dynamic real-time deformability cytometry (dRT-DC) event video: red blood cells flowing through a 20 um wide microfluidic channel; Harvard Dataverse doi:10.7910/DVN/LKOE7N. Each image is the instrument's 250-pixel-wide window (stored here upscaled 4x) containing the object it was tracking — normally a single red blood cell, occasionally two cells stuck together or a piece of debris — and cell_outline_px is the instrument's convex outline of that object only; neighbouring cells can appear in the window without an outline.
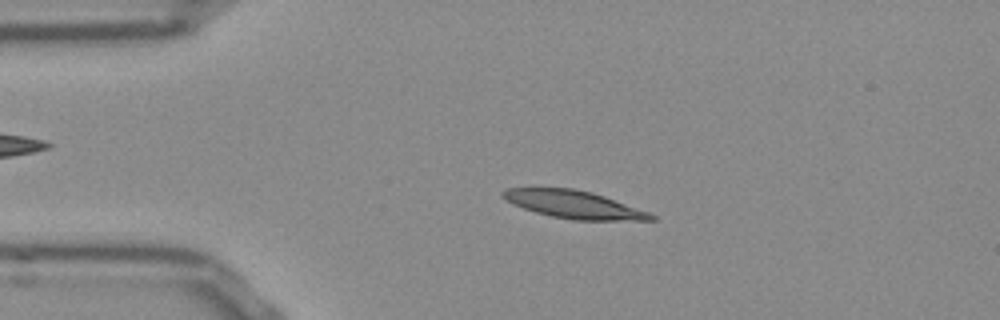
{"species": "Egyptian fruit bat (a non-hibernating species)", "species_latin": "Rousettus aegyptiacus", "temperature_condition": "room temperature", "stored_images_in_passage": 48, "camera_frame_rate_fps": 3000, "um_per_image_px": 0.085, "frame": {"image": 1, "passage_image": 7, "time_ms": 2.0, "image_size_px": [1000, 320], "cell_outline_px": [[656, 220], [572, 220], [552, 216], [536, 212], [512, 204], [500, 192], [504, 188], [572, 188], [592, 192], [604, 196], [648, 212], [656, 216]], "centroid_in_image_um": [48.77, 17.38], "position_along_channel_um": 36.2, "area_um2": 23.64}}
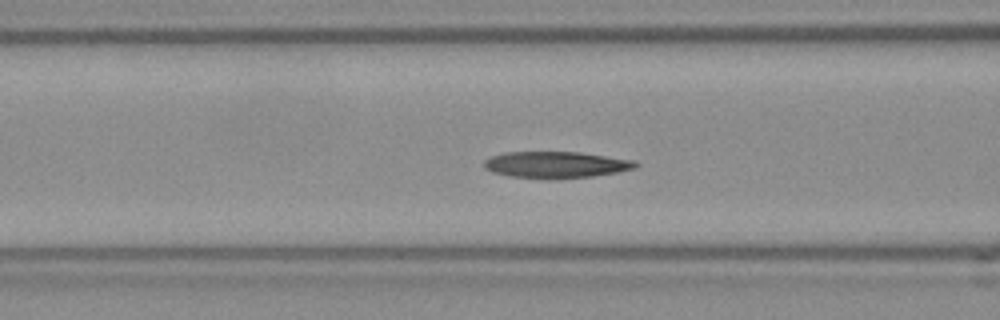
{"frame": {"image": 2, "passage_image": 16, "time_ms": 5.0, "image_size_px": [1000, 320], "cell_outline_px": [[640, 164], [636, 168], [616, 172], [592, 176], [548, 180], [544, 180], [512, 176], [492, 172], [484, 168], [484, 160], [492, 156], [504, 152], [580, 152], [636, 160]], "centroid_in_image_um": [47.27, 14.01], "position_along_channel_um": 119.3, "area_um2": 23.7}}
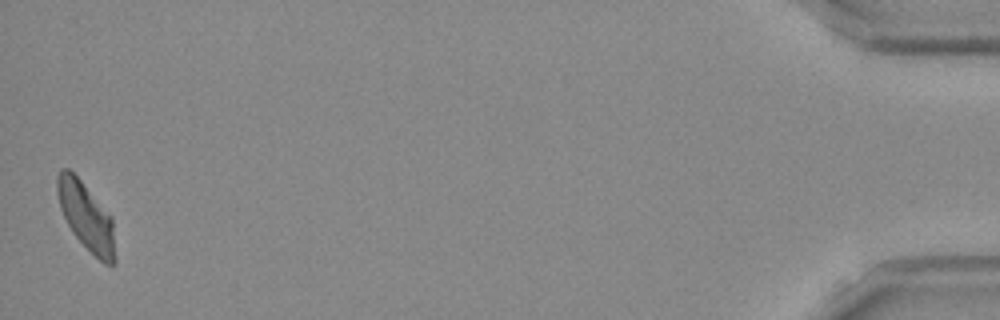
{"frame": {"image": 3, "passage_image": 48, "time_ms": 15.667, "image_size_px": [1000, 320], "cell_outline_px": [[116, 264], [112, 268], [104, 264], [72, 232], [60, 208], [56, 192], [56, 176], [60, 168], [68, 168], [80, 180], [112, 216], [116, 260]], "centroid_in_image_um": [7.34, 18.41], "position_along_channel_um": 427.9, "area_um2": 22.83}, "authors_computed_cell_mechanics": {"area_um2": 23.3801, "velocity_mm_per_s": 3.8046, "shape_relaxation_time_tau1_ms": 5.6398, "shape_relaxation_time_tau2_ms": 2.1796, "deformation_change_tau1": 0.178, "deformation_change_tau2": 0.0823}}